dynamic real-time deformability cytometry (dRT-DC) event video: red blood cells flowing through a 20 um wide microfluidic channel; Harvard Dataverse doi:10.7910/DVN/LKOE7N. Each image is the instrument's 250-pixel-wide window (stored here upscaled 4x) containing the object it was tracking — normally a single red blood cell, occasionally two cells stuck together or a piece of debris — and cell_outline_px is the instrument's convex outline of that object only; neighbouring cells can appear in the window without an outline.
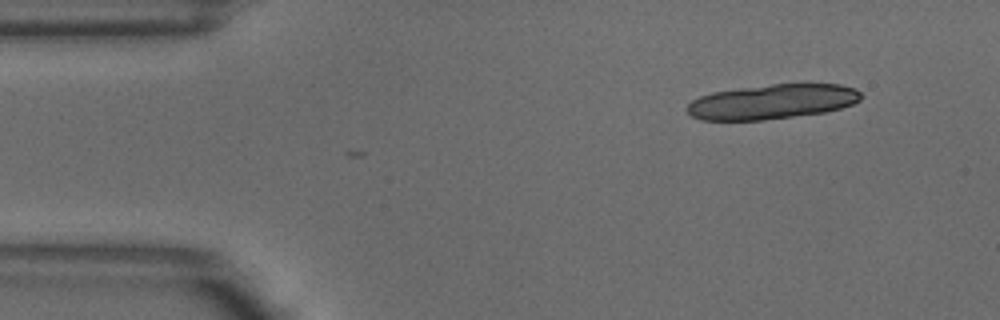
{"species": "common noctule bat (a hibernating species)", "species_latin": "Nyctalus noctula", "temperature_condition": "warm", "stored_images_in_passage": 3, "camera_frame_rate_fps": 3000, "um_per_image_px": 0.085, "animal": {"sex": "male", "body_mass_g": 18.8}, "frame": {"image": 1, "passage_image": 3, "time_ms": 0.667, "image_size_px": [1000, 320], "cell_outline_px": [[864, 96], [860, 100], [852, 104], [840, 108], [824, 112], [764, 120], [700, 120], [692, 116], [684, 108], [692, 100], [700, 96], [712, 92], [740, 88], [772, 84], [840, 84], [856, 88]], "centroid_in_image_um": [65.64, 8.64], "position_along_channel_um": 19.4, "area_um2": 35.26}}